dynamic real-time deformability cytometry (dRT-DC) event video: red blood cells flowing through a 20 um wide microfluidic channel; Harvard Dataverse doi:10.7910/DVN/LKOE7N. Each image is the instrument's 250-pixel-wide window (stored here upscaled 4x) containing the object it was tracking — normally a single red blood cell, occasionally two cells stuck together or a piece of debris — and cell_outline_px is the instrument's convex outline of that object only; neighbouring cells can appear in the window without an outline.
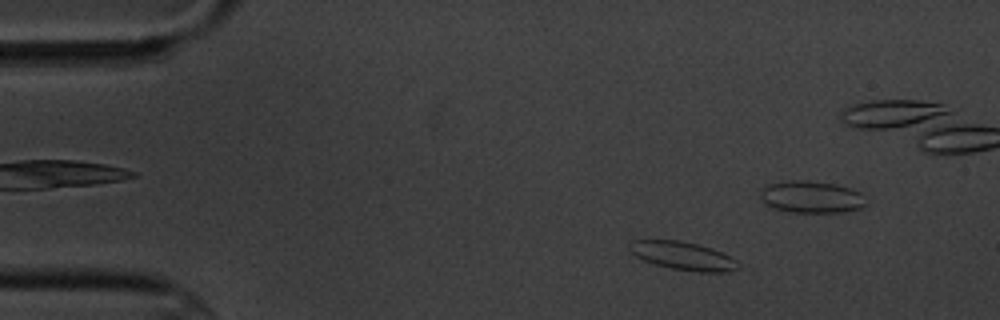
{"species": "common noctule bat (a hibernating species)", "species_latin": "Nyctalus noctula", "temperature_condition": "cold", "stored_images_in_passage": 56, "camera_frame_rate_fps": 3000, "um_per_image_px": 0.085, "animal": {"sex": "male", "body_mass_g": 20.1, "forearm_length_mm": 53.5}, "frame": {"image": 1, "passage_image": 7, "time_ms": 2.0, "image_size_px": [1000, 320], "cell_outline_px": [[744, 268], [728, 272], [696, 272], [672, 268], [656, 264], [644, 260], [636, 256], [628, 248], [628, 240], [680, 240], [712, 248], [736, 260]], "centroid_in_image_um": [58.08, 21.75], "position_along_channel_um": 26.9, "area_um2": 17.98}}
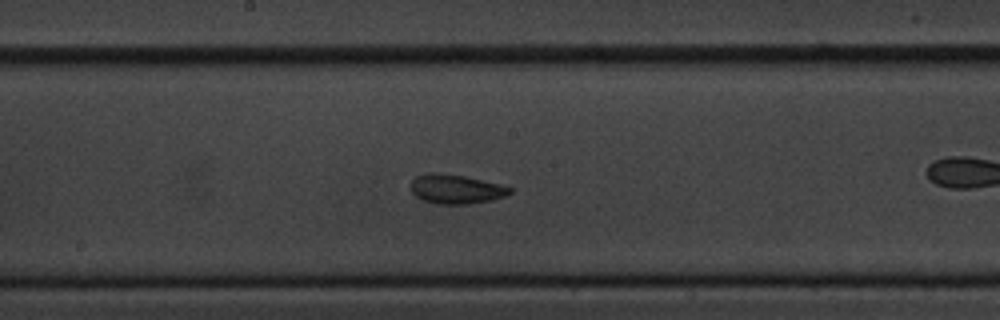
{"frame": {"image": 2, "passage_image": 28, "time_ms": 9.0, "image_size_px": [1000, 320], "cell_outline_px": [[512, 192], [504, 196], [488, 200], [468, 204], [436, 204], [424, 200], [416, 196], [408, 188], [408, 184], [416, 176], [428, 172], [436, 172], [464, 176], [500, 184], [512, 188]], "centroid_in_image_um": [38.68, 16.06], "position_along_channel_um": 209.5, "area_um2": 16.94}}
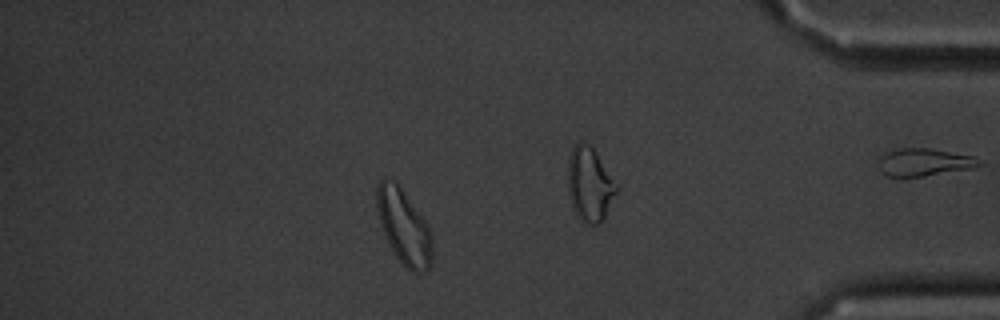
{"frame": {"image": 3, "passage_image": 48, "time_ms": 15.667, "image_size_px": [1000, 320], "cell_outline_px": [[432, 264], [424, 272], [412, 272], [396, 256], [380, 224], [376, 208], [376, 188], [380, 180], [384, 176], [396, 180], [400, 184], [428, 228], [432, 236]], "centroid_in_image_um": [34.3, 19.21], "position_along_channel_um": 400.9, "area_um2": 24.04}, "authors_computed_cell_mechanics": {"area_um2": 17.6001, "velocity_mm_per_s": 3.4677, "shape_relaxation_time_tau1_ms": 4.4514, "shape_relaxation_time_tau2_ms": 4.6561, "deformation_change_tau1": 0.1119, "deformation_change_tau2": 0.0696}}